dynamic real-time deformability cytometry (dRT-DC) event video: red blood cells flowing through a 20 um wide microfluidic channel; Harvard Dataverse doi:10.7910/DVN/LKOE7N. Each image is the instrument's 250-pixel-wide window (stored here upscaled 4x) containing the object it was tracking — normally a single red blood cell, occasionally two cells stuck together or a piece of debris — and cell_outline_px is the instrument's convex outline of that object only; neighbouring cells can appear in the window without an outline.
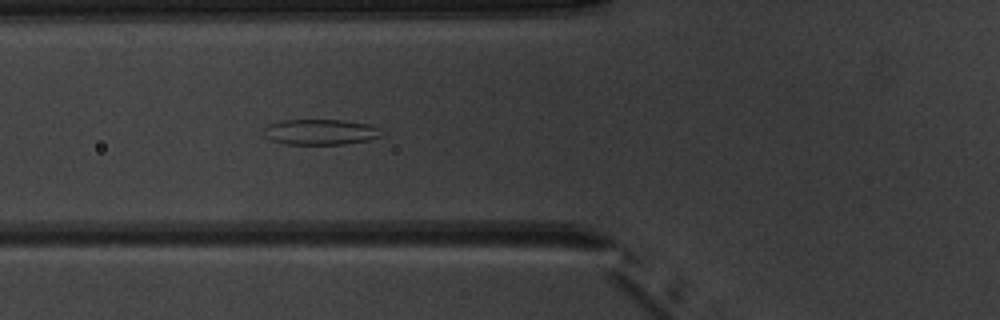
{"species": "common noctule bat (a hibernating species)", "species_latin": "Nyctalus noctula", "temperature_condition": "warm", "stored_images_in_passage": 7, "camera_frame_rate_fps": 3000, "um_per_image_px": 0.085, "animal": {"sex": "male", "body_mass_g": 20.1, "forearm_length_mm": 53.5}, "frame": {"image": 1, "passage_image": 7, "time_ms": 7.0, "image_size_px": [1000, 320], "cell_outline_px": [[384, 136], [368, 140], [344, 144], [284, 144], [272, 140], [264, 136], [264, 128], [268, 124], [280, 120], [340, 120], [368, 124], [380, 128]], "centroid_in_image_um": [27.24, 11.22], "position_along_channel_um": 98.6, "area_um2": 17.63}}